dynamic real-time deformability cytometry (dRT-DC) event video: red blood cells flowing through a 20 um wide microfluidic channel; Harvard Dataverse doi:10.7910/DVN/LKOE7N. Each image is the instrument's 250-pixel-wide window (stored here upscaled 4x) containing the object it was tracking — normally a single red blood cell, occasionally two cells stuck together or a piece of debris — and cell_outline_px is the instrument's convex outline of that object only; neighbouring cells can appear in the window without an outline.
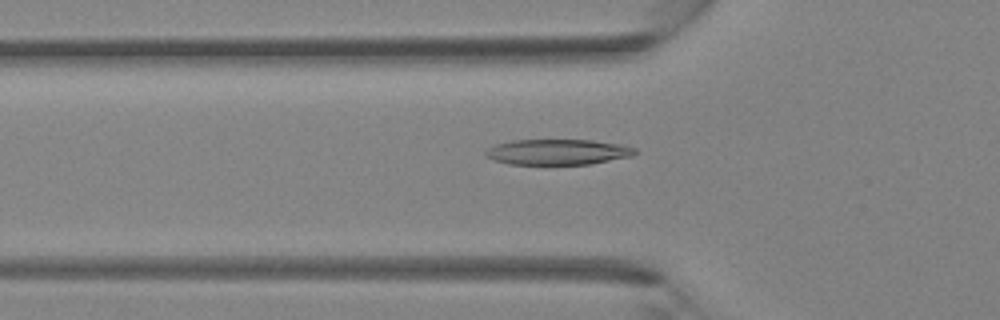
{"species": "Egyptian fruit bat (a non-hibernating species)", "species_latin": "Rousettus aegyptiacus", "temperature_condition": "room temperature", "stored_images_in_passage": 40, "camera_frame_rate_fps": 3000, "um_per_image_px": 0.085, "animal": {"sex": "female"}, "frame": {"image": 1, "passage_image": 14, "time_ms": 4.333, "image_size_px": [1000, 320], "cell_outline_px": [[636, 152], [632, 156], [592, 164], [508, 164], [492, 160], [484, 156], [484, 152], [488, 148], [496, 144], [512, 140], [592, 140], [620, 144], [636, 148]], "centroid_in_image_um": [47.38, 12.92], "position_along_channel_um": 78.4, "area_um2": 22.37}}
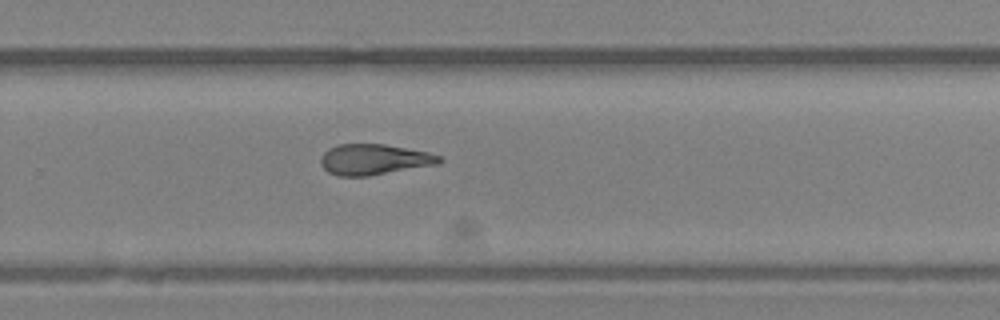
{"frame": {"image": 2, "passage_image": 27, "time_ms": 8.667, "image_size_px": [1000, 320], "cell_outline_px": [[444, 160], [440, 164], [368, 176], [336, 176], [328, 172], [320, 164], [320, 156], [328, 148], [336, 144], [384, 144], [428, 152], [440, 156]], "centroid_in_image_um": [31.78, 13.56], "position_along_channel_um": 298.0, "area_um2": 21.44}}
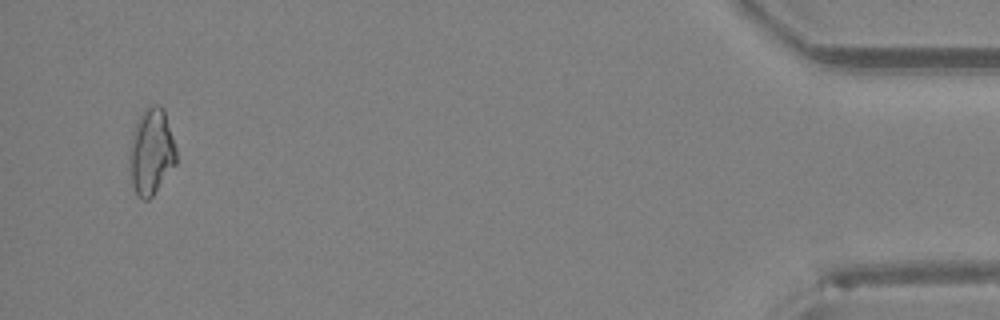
{"frame": {"image": 3, "passage_image": 39, "time_ms": 12.667, "image_size_px": [1000, 320], "cell_outline_px": [[176, 164], [152, 196], [148, 200], [144, 200], [136, 196], [132, 184], [128, 168], [128, 156], [132, 132], [144, 108], [152, 104], [160, 104], [164, 108], [176, 148]], "centroid_in_image_um": [12.83, 12.89], "position_along_channel_um": 422.4, "area_um2": 23.87}}